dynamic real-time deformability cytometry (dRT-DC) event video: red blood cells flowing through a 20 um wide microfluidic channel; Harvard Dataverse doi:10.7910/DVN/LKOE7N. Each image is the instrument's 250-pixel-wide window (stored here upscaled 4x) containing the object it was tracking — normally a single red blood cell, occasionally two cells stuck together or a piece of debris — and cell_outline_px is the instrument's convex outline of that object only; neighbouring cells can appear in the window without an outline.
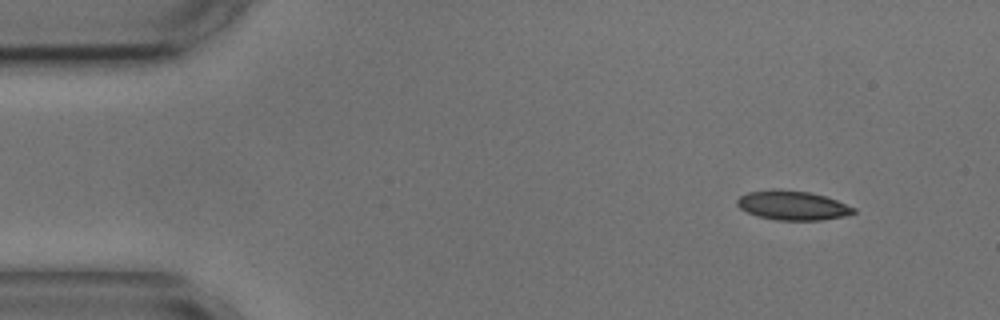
{"species": "common noctule bat (a hibernating species)", "species_latin": "Nyctalus noctula", "temperature_condition": "cold", "stored_images_in_passage": 9, "camera_frame_rate_fps": 3000, "um_per_image_px": 0.085, "animal": {"sex": "male", "body_mass_g": 17.9, "forearm_length_mm": 54.2}, "frame": {"image": 1, "passage_image": 1, "time_ms": 0.0, "image_size_px": [1000, 320], "cell_outline_px": [[856, 212], [844, 216], [824, 220], [776, 220], [756, 216], [740, 208], [736, 204], [736, 200], [740, 196], [748, 192], [776, 188], [808, 192], [824, 196], [836, 200], [856, 208]], "centroid_in_image_um": [67.35, 17.46], "position_along_channel_um": 17.7, "area_um2": 19.94}}
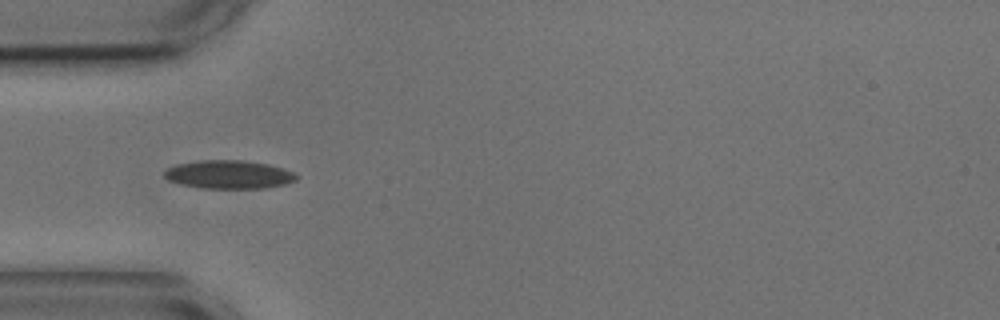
{"frame": {"image": 2, "passage_image": 4, "time_ms": 3.667, "image_size_px": [1000, 320], "cell_outline_px": [[300, 176], [296, 180], [288, 184], [268, 188], [200, 188], [180, 184], [168, 180], [164, 176], [164, 172], [168, 168], [176, 164], [200, 160], [240, 160], [268, 164], [284, 168]], "centroid_in_image_um": [19.48, 14.84], "position_along_channel_um": 65.5, "area_um2": 22.02}}